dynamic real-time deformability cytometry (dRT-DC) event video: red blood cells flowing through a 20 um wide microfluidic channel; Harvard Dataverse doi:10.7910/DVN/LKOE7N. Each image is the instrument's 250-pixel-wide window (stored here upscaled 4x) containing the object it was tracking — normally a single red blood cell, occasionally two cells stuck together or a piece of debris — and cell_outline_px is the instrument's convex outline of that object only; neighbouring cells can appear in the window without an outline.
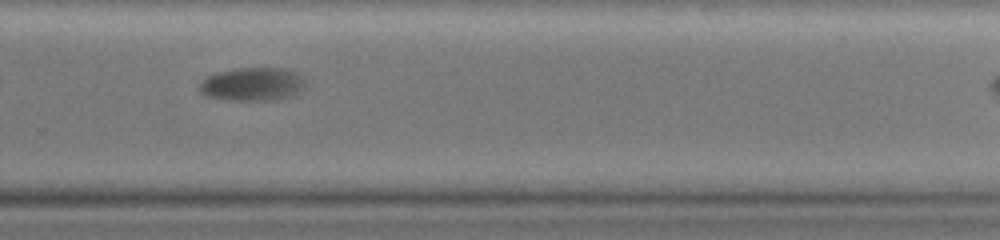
{"species": "common noctule bat (a hibernating species)", "species_latin": "Nyctalus noctula", "temperature_condition": "warm", "stored_images_in_passage": 45, "camera_frame_rate_fps": 3000, "um_per_image_px": 0.085, "animal": {"sex": "female", "body_mass_g": 19.0, "forearm_length_mm": 51.5}, "frame": {"image": 1, "passage_image": 32, "time_ms": 10.333, "image_size_px": [1000, 240], "cell_outline_px": [[304, 88], [300, 92], [272, 100], [232, 100], [208, 96], [200, 92], [200, 80], [216, 72], [236, 68], [288, 68], [300, 72], [304, 76]], "centroid_in_image_um": [21.49, 7.12], "position_along_channel_um": 308.3, "area_um2": 20.69}}